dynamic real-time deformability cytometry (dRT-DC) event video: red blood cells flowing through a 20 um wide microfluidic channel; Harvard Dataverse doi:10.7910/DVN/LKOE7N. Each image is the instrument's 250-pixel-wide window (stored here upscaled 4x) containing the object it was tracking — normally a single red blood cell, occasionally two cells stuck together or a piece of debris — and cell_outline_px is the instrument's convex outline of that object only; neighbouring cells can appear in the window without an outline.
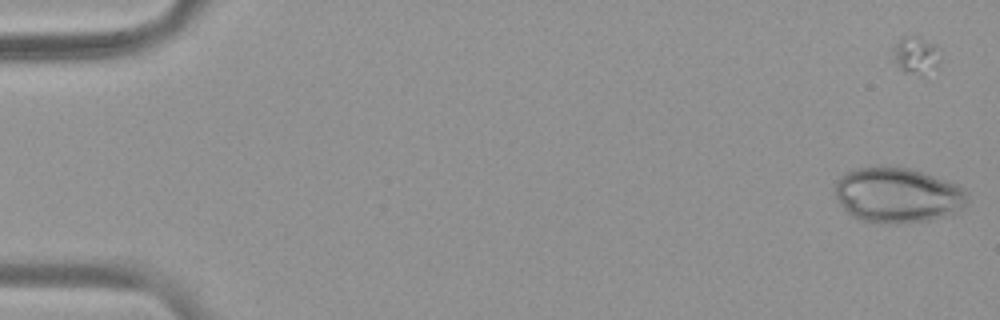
{"species": "common noctule bat (a hibernating species)", "species_latin": "Nyctalus noctula", "temperature_condition": "warm", "stored_images_in_passage": 44, "camera_frame_rate_fps": 3000, "um_per_image_px": 0.085, "animal": {"sex": "female", "body_mass_g": 19.9}, "frame": {"image": 1, "passage_image": 3, "time_ms": 0.667, "image_size_px": [1000, 320], "cell_outline_px": [[968, 200], [964, 208], [944, 216], [924, 220], [896, 224], [864, 220], [852, 216], [844, 208], [836, 196], [836, 180], [840, 176], [856, 168], [888, 164], [896, 164], [924, 172], [956, 184], [964, 188], [968, 192]], "centroid_in_image_um": [76.31, 16.54], "position_along_channel_um": 8.7, "area_um2": 42.83}}
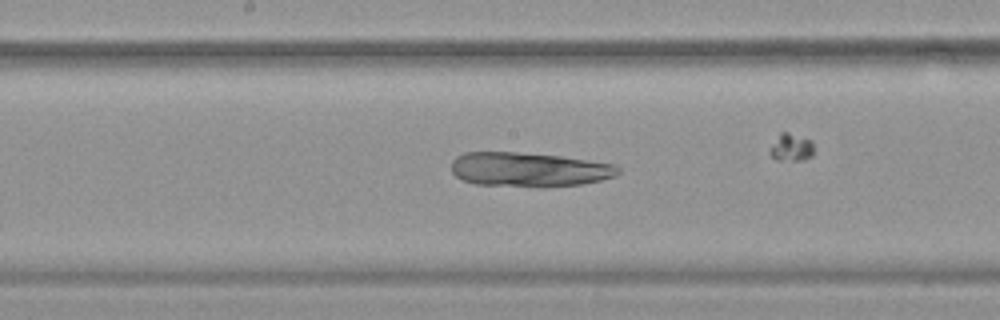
{"frame": {"image": 2, "passage_image": 30, "time_ms": 9.667, "image_size_px": [1000, 320], "cell_outline_px": [[620, 172], [616, 176], [600, 180], [580, 184], [476, 184], [464, 180], [456, 176], [452, 172], [452, 160], [456, 156], [464, 152], [516, 152], [560, 156], [612, 164], [620, 168]], "centroid_in_image_um": [44.92, 14.36], "position_along_channel_um": 203.3, "area_um2": 32.02}}
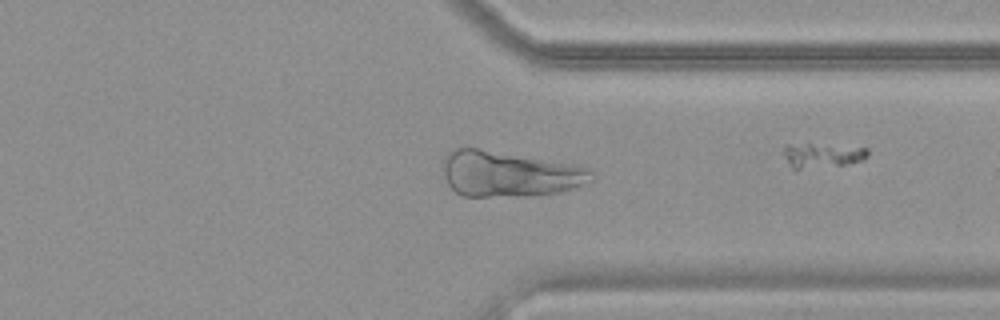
{"frame": {"image": 3, "passage_image": 43, "time_ms": 14.0, "image_size_px": [1000, 320], "cell_outline_px": [[592, 180], [572, 188], [556, 192], [528, 196], [460, 196], [448, 184], [444, 176], [444, 156], [448, 152], [456, 148], [476, 148], [572, 164], [588, 168], [592, 172]], "centroid_in_image_um": [43.23, 14.79], "position_along_channel_um": 368.2, "area_um2": 38.96}}